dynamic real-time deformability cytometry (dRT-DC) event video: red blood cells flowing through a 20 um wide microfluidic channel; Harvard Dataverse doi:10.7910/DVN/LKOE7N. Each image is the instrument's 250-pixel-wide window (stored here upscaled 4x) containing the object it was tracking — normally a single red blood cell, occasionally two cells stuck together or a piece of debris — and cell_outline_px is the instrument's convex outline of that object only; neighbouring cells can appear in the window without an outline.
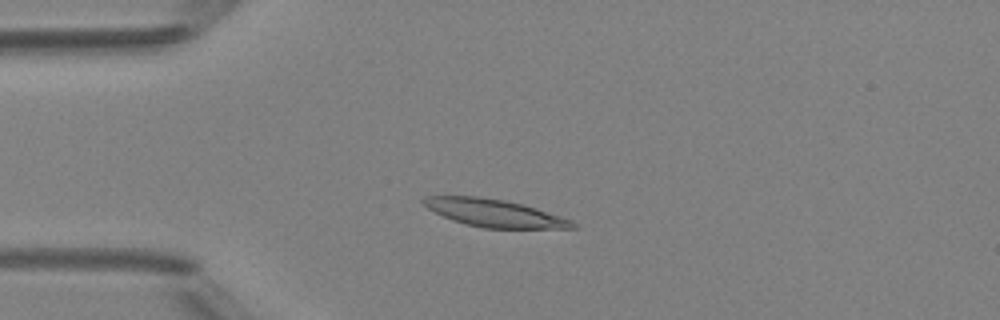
{"species": "Egyptian fruit bat (a non-hibernating species)", "species_latin": "Rousettus aegyptiacus", "temperature_condition": "room temperature", "stored_images_in_passage": 49, "camera_frame_rate_fps": 3000, "um_per_image_px": 0.085, "animal": {"sex": "female"}, "frame": {"image": 1, "passage_image": 12, "time_ms": 3.667, "image_size_px": [1000, 320], "cell_outline_px": [[580, 228], [484, 228], [464, 224], [452, 220], [428, 208], [420, 200], [424, 196], [476, 196], [504, 200], [524, 204], [572, 220]], "centroid_in_image_um": [42.03, 18.11], "position_along_channel_um": 43.0, "area_um2": 23.87}}
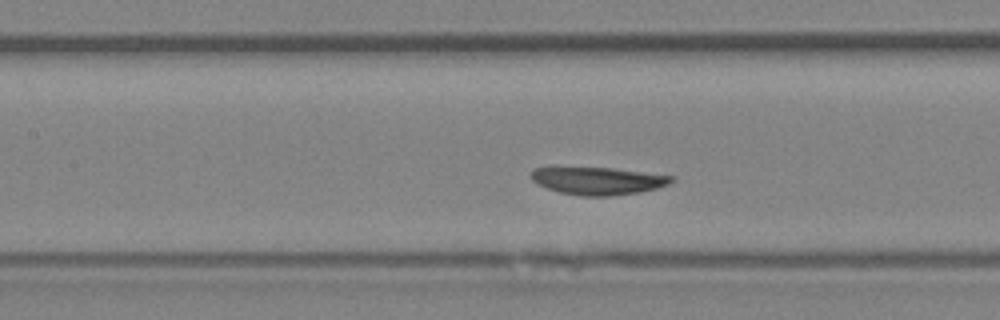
{"frame": {"image": 2, "passage_image": 22, "time_ms": 7.0, "image_size_px": [1000, 320], "cell_outline_px": [[676, 180], [668, 184], [656, 188], [640, 192], [608, 196], [580, 196], [560, 192], [536, 184], [528, 176], [532, 168], [552, 164], [556, 164], [612, 168], [676, 176]], "centroid_in_image_um": [50.69, 15.31], "position_along_channel_um": 156.7, "area_um2": 23.76}}
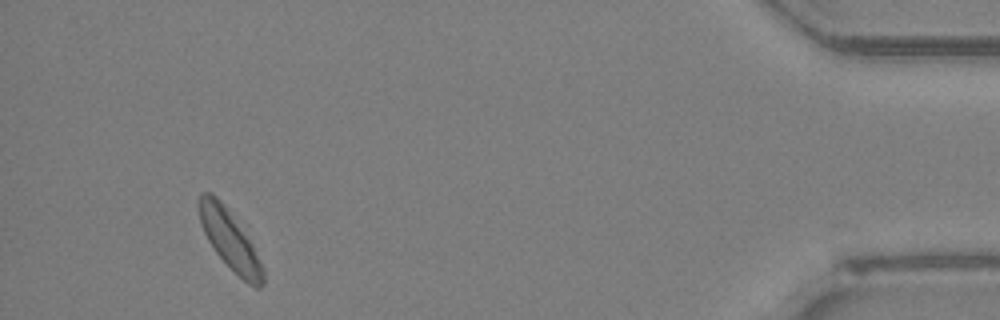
{"frame": {"image": 3, "passage_image": 46, "time_ms": 15.0, "image_size_px": [1000, 320], "cell_outline_px": [[264, 284], [260, 288], [256, 288], [248, 284], [216, 252], [208, 240], [200, 224], [196, 204], [200, 192], [212, 192], [228, 208], [252, 244], [264, 268]], "centroid_in_image_um": [19.5, 20.33], "position_along_channel_um": 415.7, "area_um2": 22.02}, "authors_computed_cell_mechanics": {"area_um2": 23.0044, "velocity_mm_per_s": 4.1067, "shape_relaxation_time_tau1_ms": 3.7511, "shape_relaxation_time_tau2_ms": null, "deformation_change_tau1": 0.0972, "deformation_change_tau2": null}}